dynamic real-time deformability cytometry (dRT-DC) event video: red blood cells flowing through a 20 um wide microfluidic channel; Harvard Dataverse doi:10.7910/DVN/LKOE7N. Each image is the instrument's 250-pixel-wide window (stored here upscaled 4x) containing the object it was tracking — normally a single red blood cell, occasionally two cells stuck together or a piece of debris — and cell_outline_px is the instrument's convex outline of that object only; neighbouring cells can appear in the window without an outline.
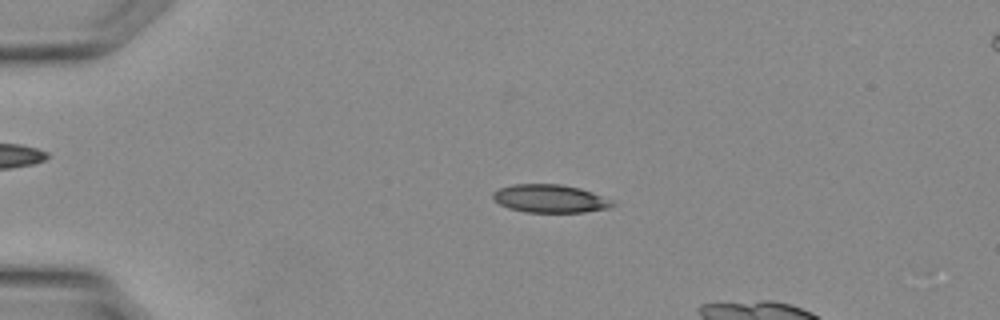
{"species": "Egyptian fruit bat (a non-hibernating species)", "species_latin": "Rousettus aegyptiacus", "temperature_condition": "warm", "stored_images_in_passage": 33, "camera_frame_rate_fps": 3000, "um_per_image_px": 0.085, "animal": {"sex": "female"}, "frame": {"image": 1, "passage_image": 8, "time_ms": 2.333, "image_size_px": [1000, 320], "cell_outline_px": [[616, 204], [608, 208], [584, 212], [524, 212], [508, 208], [500, 204], [492, 196], [492, 192], [500, 188], [512, 184], [560, 184], [580, 188], [592, 192], [612, 200]], "centroid_in_image_um": [46.75, 16.88], "position_along_channel_um": 38.3, "area_um2": 19.54}}
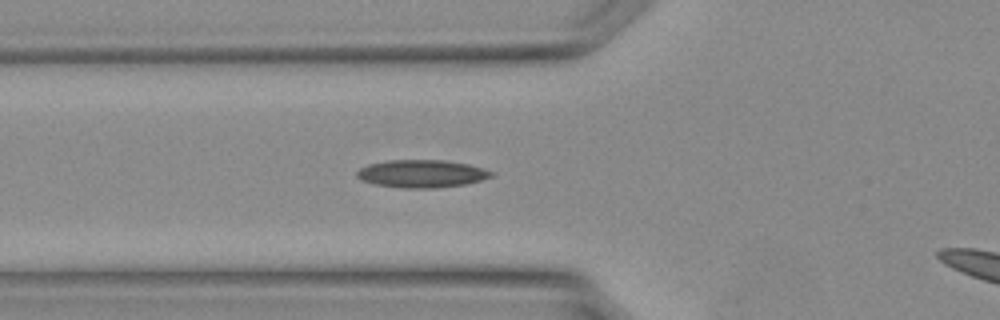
{"frame": {"image": 2, "passage_image": 13, "time_ms": 4.0, "image_size_px": [1000, 320], "cell_outline_px": [[492, 176], [480, 180], [464, 184], [436, 188], [400, 188], [372, 184], [360, 180], [356, 176], [356, 172], [360, 168], [368, 164], [388, 160], [444, 160], [468, 164], [492, 172]], "centroid_in_image_um": [35.76, 14.77], "position_along_channel_um": 90.0, "area_um2": 21.68}}
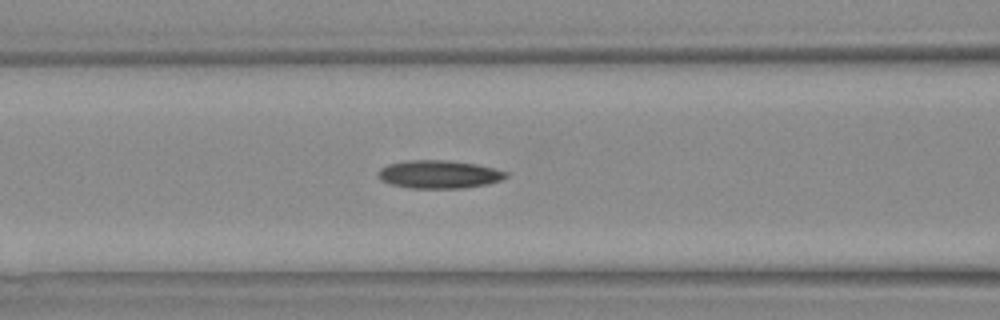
{"frame": {"image": 3, "passage_image": 15, "time_ms": 4.667, "image_size_px": [1000, 320], "cell_outline_px": [[508, 176], [500, 180], [488, 184], [464, 188], [412, 188], [392, 184], [380, 180], [376, 176], [376, 172], [380, 168], [388, 164], [412, 160], [448, 160], [476, 164], [508, 172]], "centroid_in_image_um": [37.29, 14.82], "position_along_channel_um": 129.3, "area_um2": 20.92}}